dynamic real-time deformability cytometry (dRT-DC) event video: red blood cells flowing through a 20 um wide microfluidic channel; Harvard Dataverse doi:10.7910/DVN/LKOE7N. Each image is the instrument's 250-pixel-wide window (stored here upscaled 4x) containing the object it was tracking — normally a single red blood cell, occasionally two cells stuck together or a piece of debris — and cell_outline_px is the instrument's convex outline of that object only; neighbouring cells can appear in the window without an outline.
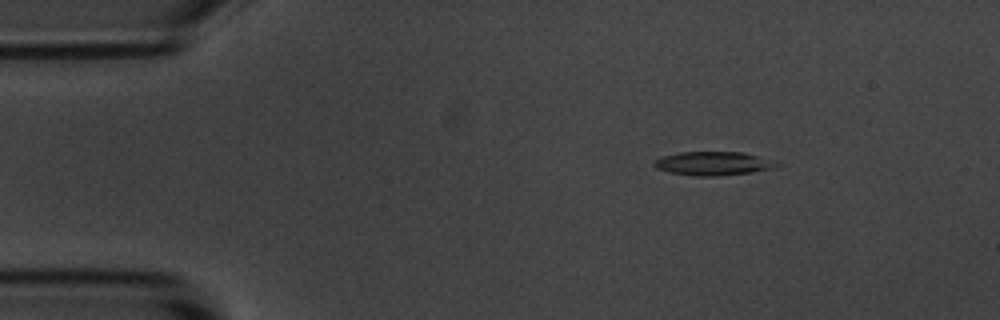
{"species": "common noctule bat (a hibernating species)", "species_latin": "Nyctalus noctula", "temperature_condition": "room temperature", "stored_images_in_passage": 4, "camera_frame_rate_fps": 3000, "um_per_image_px": 0.085, "animal": {"sex": "male", "body_mass_g": 20.1, "forearm_length_mm": 53.5}, "frame": {"image": 1, "passage_image": 3, "time_ms": 0.667, "image_size_px": [1000, 320], "cell_outline_px": [[784, 164], [772, 168], [752, 172], [716, 176], [696, 176], [668, 172], [656, 168], [652, 164], [656, 160], [664, 156], [680, 152], [744, 152]], "centroid_in_image_um": [60.63, 13.9], "position_along_channel_um": 24.4, "area_um2": 16.82}}